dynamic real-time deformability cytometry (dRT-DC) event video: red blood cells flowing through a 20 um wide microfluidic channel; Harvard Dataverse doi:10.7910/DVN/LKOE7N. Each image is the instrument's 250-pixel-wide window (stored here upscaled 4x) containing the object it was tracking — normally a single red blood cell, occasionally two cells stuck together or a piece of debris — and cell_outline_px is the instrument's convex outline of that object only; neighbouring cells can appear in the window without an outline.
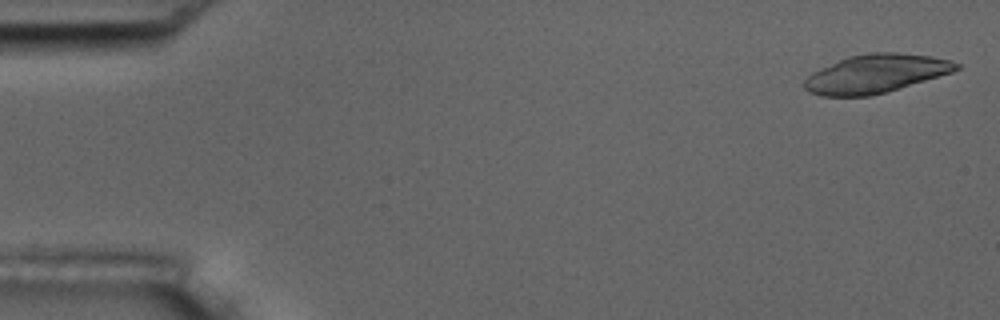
{"species": "common noctule bat (a hibernating species)", "species_latin": "Nyctalus noctula", "temperature_condition": "room temperature", "stored_images_in_passage": 5, "camera_frame_rate_fps": 3000, "um_per_image_px": 0.085, "animal": {"sex": "male", "body_mass_g": 17.5, "forearm_length_mm": 52.3}, "frame": {"image": 1, "passage_image": 1, "time_ms": 0.0, "image_size_px": [1000, 320], "cell_outline_px": [[960, 68], [952, 72], [884, 92], [868, 96], [820, 96], [808, 92], [804, 88], [804, 80], [812, 72], [820, 68], [848, 56], [868, 52], [896, 52], [932, 56], [952, 60], [960, 64]], "centroid_in_image_um": [74.41, 6.25], "position_along_channel_um": 10.6, "area_um2": 33.93}}